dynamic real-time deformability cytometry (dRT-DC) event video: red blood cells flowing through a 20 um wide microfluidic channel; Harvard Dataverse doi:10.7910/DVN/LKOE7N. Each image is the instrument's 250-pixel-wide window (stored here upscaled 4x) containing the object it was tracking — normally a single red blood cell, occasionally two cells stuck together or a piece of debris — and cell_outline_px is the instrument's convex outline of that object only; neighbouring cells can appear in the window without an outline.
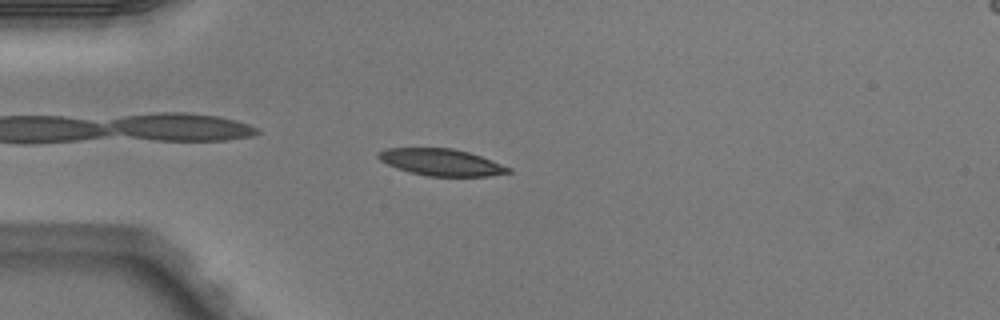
{"species": "Egyptian fruit bat (a non-hibernating species)", "species_latin": "Rousettus aegyptiacus", "temperature_condition": "warm", "stored_images_in_passage": 4, "camera_frame_rate_fps": 3000, "um_per_image_px": 0.085, "animal": {"sex": "male"}, "frame": {"image": 1, "passage_image": 4, "time_ms": 1.0, "image_size_px": [1000, 320], "cell_outline_px": [[512, 172], [488, 176], [428, 176], [408, 172], [396, 168], [380, 160], [376, 156], [376, 152], [384, 148], [452, 148], [468, 152], [492, 160], [512, 168]], "centroid_in_image_um": [37.48, 13.79], "position_along_channel_um": 47.5, "area_um2": 20.4}}